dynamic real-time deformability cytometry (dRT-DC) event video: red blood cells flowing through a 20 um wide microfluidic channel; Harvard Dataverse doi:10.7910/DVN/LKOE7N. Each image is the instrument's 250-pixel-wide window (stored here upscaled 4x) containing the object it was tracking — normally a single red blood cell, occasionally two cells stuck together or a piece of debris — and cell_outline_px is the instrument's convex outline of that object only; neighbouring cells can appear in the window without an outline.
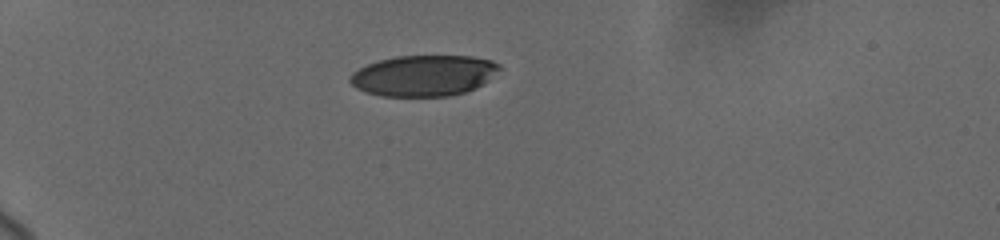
{"species": "human", "species_latin": "Homo sapiens", "temperature_condition": "cold", "stored_images_in_passage": 37, "camera_frame_rate_fps": 3000, "um_per_image_px": 0.085, "donor": {"sex": "female"}, "frame": {"image": 1, "passage_image": 1, "time_ms": 0.0, "image_size_px": [1000, 240], "cell_outline_px": [[500, 68], [488, 80], [464, 92], [448, 96], [380, 96], [364, 92], [356, 88], [348, 80], [352, 72], [368, 64], [380, 60], [396, 56], [472, 56], [492, 60], [500, 64]], "centroid_in_image_um": [35.98, 6.42], "position_along_channel_um": 49.0, "area_um2": 35.43}}
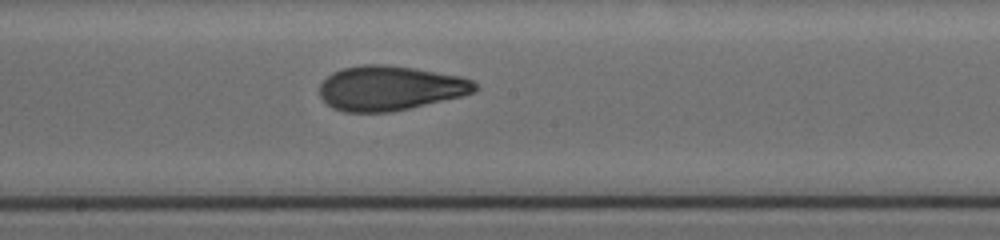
{"frame": {"image": 2, "passage_image": 20, "time_ms": 5.667, "image_size_px": [1000, 240], "cell_outline_px": [[480, 88], [476, 92], [460, 96], [392, 112], [344, 112], [332, 108], [320, 96], [320, 84], [332, 72], [344, 68], [360, 64], [384, 64], [416, 68], [460, 76], [472, 80]], "centroid_in_image_um": [33.15, 7.48], "position_along_channel_um": 215.0, "area_um2": 40.46}}
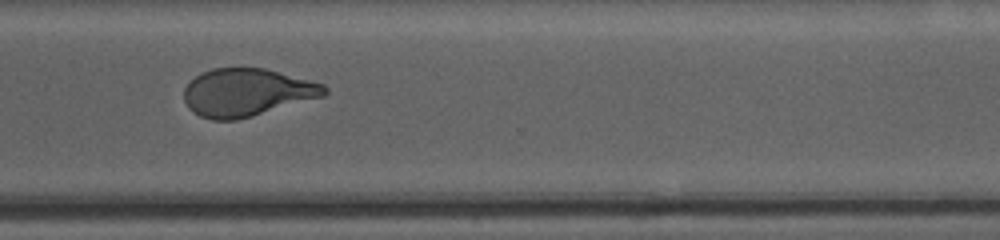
{"frame": {"image": 3, "passage_image": 36, "time_ms": 9.333, "image_size_px": [1000, 240], "cell_outline_px": [[328, 92], [324, 96], [252, 116], [236, 120], [212, 120], [200, 116], [192, 112], [188, 108], [184, 100], [184, 88], [196, 76], [212, 68], [264, 68], [324, 84], [328, 88]], "centroid_in_image_um": [20.97, 7.86], "position_along_channel_um": 349.6, "area_um2": 38.9}}